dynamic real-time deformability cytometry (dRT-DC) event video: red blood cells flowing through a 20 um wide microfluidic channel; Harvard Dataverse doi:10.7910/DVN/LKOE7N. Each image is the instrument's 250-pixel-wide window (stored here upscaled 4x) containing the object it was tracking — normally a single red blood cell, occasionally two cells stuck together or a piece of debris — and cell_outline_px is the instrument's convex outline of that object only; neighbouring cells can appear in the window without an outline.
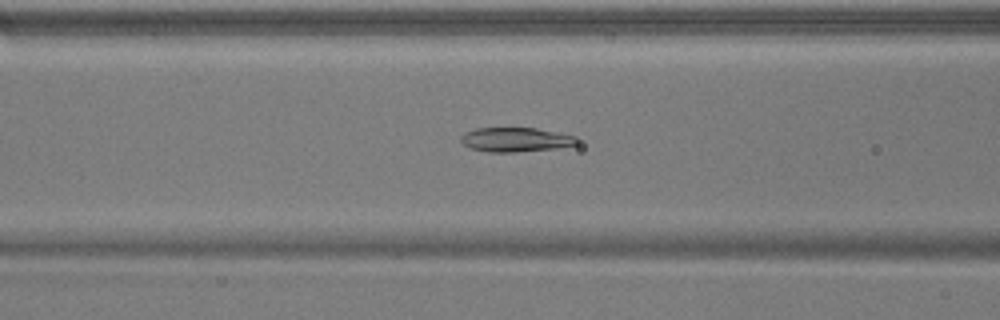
{"species": "common noctule bat (a hibernating species)", "species_latin": "Nyctalus noctula", "temperature_condition": "warm", "stored_images_in_passage": 51, "camera_frame_rate_fps": 3000, "um_per_image_px": 0.085, "animal": {"sex": "male", "body_mass_g": 17.9}, "frame": {"image": 1, "passage_image": 20, "time_ms": 6.333, "image_size_px": [1000, 320], "cell_outline_px": [[580, 140], [576, 144], [556, 148], [516, 152], [488, 152], [472, 148], [464, 144], [460, 140], [460, 136], [464, 132], [476, 128], [536, 128], [576, 136]], "centroid_in_image_um": [43.82, 11.86], "position_along_channel_um": 122.8, "area_um2": 16.42}}
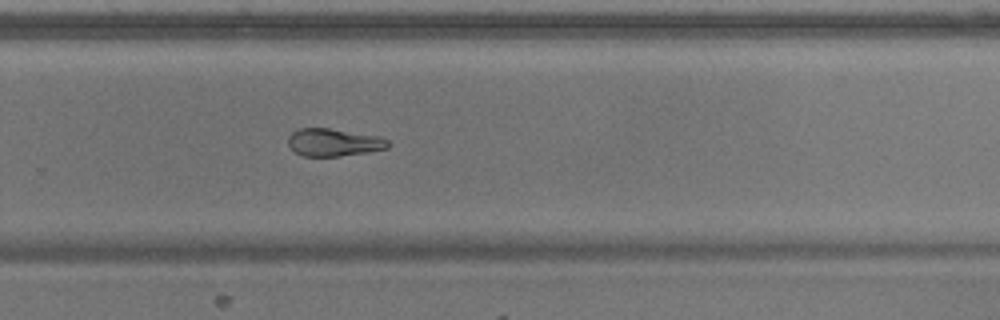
{"frame": {"image": 2, "passage_image": 34, "time_ms": 11.0, "image_size_px": [1000, 320], "cell_outline_px": [[392, 144], [388, 148], [340, 156], [304, 156], [296, 152], [288, 144], [288, 136], [292, 132], [300, 128], [328, 128], [380, 136], [388, 140]], "centroid_in_image_um": [28.38, 12.09], "position_along_channel_um": 301.4, "area_um2": 16.01}}
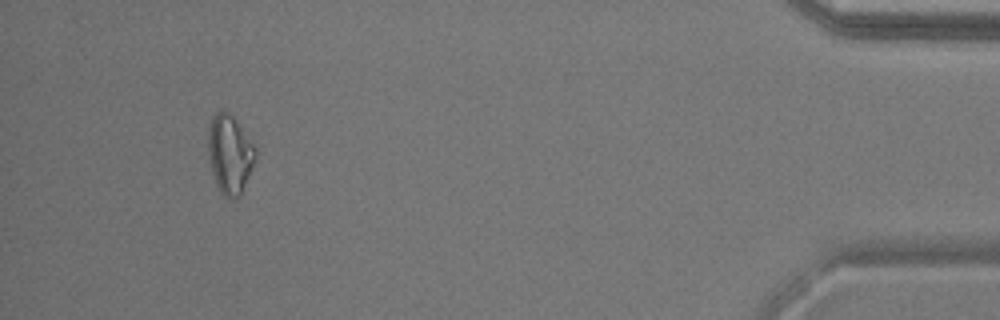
{"frame": {"image": 3, "passage_image": 48, "time_ms": 15.667, "image_size_px": [1000, 320], "cell_outline_px": [[256, 156], [240, 196], [236, 200], [224, 196], [220, 192], [216, 184], [212, 172], [208, 152], [208, 132], [212, 116], [216, 112], [224, 108], [232, 112], [256, 148]], "centroid_in_image_um": [19.52, 13.05], "position_along_channel_um": 415.7, "area_um2": 21.96}, "authors_computed_cell_mechanics": {"area_um2": 17.9758, "velocity_mm_per_s": 3.8348, "shape_relaxation_time_tau1_ms": null, "shape_relaxation_time_tau2_ms": 7.8251, "deformation_change_tau1": null, "deformation_change_tau2": 0.1174}}